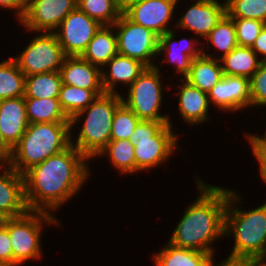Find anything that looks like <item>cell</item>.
I'll list each match as a JSON object with an SVG mask.
<instances>
[{
  "instance_id": "6da1fadb",
  "label": "cell",
  "mask_w": 266,
  "mask_h": 266,
  "mask_svg": "<svg viewBox=\"0 0 266 266\" xmlns=\"http://www.w3.org/2000/svg\"><path fill=\"white\" fill-rule=\"evenodd\" d=\"M86 163L89 160L71 145L26 171L23 176L29 211L53 214L68 203L91 177Z\"/></svg>"
},
{
  "instance_id": "7a4b0ae2",
  "label": "cell",
  "mask_w": 266,
  "mask_h": 266,
  "mask_svg": "<svg viewBox=\"0 0 266 266\" xmlns=\"http://www.w3.org/2000/svg\"><path fill=\"white\" fill-rule=\"evenodd\" d=\"M196 182L198 195L185 209L167 241L174 246L205 252L214 257L212 243L224 237L228 189L206 184L198 175Z\"/></svg>"
},
{
  "instance_id": "3957f363",
  "label": "cell",
  "mask_w": 266,
  "mask_h": 266,
  "mask_svg": "<svg viewBox=\"0 0 266 266\" xmlns=\"http://www.w3.org/2000/svg\"><path fill=\"white\" fill-rule=\"evenodd\" d=\"M242 197L228 188V204L224 218V237L230 235L234 246L220 266L266 257V202L253 210L239 208Z\"/></svg>"
},
{
  "instance_id": "277c9868",
  "label": "cell",
  "mask_w": 266,
  "mask_h": 266,
  "mask_svg": "<svg viewBox=\"0 0 266 266\" xmlns=\"http://www.w3.org/2000/svg\"><path fill=\"white\" fill-rule=\"evenodd\" d=\"M70 122L32 123L12 148L9 165L19 174L71 146Z\"/></svg>"
},
{
  "instance_id": "5b68a950",
  "label": "cell",
  "mask_w": 266,
  "mask_h": 266,
  "mask_svg": "<svg viewBox=\"0 0 266 266\" xmlns=\"http://www.w3.org/2000/svg\"><path fill=\"white\" fill-rule=\"evenodd\" d=\"M121 104V93H104L97 96L87 108L71 118V129L75 127V124L78 125L84 120L76 134V140L73 139L74 135L71 133V145L88 160L95 158L111 140L112 119Z\"/></svg>"
},
{
  "instance_id": "8992f818",
  "label": "cell",
  "mask_w": 266,
  "mask_h": 266,
  "mask_svg": "<svg viewBox=\"0 0 266 266\" xmlns=\"http://www.w3.org/2000/svg\"><path fill=\"white\" fill-rule=\"evenodd\" d=\"M169 121L140 120L129 137L134 144L136 173L156 168L179 151L177 133ZM178 148V149H177Z\"/></svg>"
},
{
  "instance_id": "52a82bcc",
  "label": "cell",
  "mask_w": 266,
  "mask_h": 266,
  "mask_svg": "<svg viewBox=\"0 0 266 266\" xmlns=\"http://www.w3.org/2000/svg\"><path fill=\"white\" fill-rule=\"evenodd\" d=\"M54 214L28 211L25 215L10 218L5 225L13 250V266H23L29 260H40L42 253L43 225L61 226ZM43 226V227H42Z\"/></svg>"
},
{
  "instance_id": "ba28073f",
  "label": "cell",
  "mask_w": 266,
  "mask_h": 266,
  "mask_svg": "<svg viewBox=\"0 0 266 266\" xmlns=\"http://www.w3.org/2000/svg\"><path fill=\"white\" fill-rule=\"evenodd\" d=\"M159 66L146 67L139 77L127 88L128 93L121 94L122 103L132 110L140 120L169 121L170 114H161L163 93L165 86L162 83Z\"/></svg>"
},
{
  "instance_id": "9c48e42d",
  "label": "cell",
  "mask_w": 266,
  "mask_h": 266,
  "mask_svg": "<svg viewBox=\"0 0 266 266\" xmlns=\"http://www.w3.org/2000/svg\"><path fill=\"white\" fill-rule=\"evenodd\" d=\"M27 47L12 57L26 76L60 71L66 58L54 32H37Z\"/></svg>"
},
{
  "instance_id": "30bf717a",
  "label": "cell",
  "mask_w": 266,
  "mask_h": 266,
  "mask_svg": "<svg viewBox=\"0 0 266 266\" xmlns=\"http://www.w3.org/2000/svg\"><path fill=\"white\" fill-rule=\"evenodd\" d=\"M112 26L117 36L118 54L136 59L146 67L155 66L153 60L158 59L159 37L153 31L133 23L123 13Z\"/></svg>"
},
{
  "instance_id": "8fae6325",
  "label": "cell",
  "mask_w": 266,
  "mask_h": 266,
  "mask_svg": "<svg viewBox=\"0 0 266 266\" xmlns=\"http://www.w3.org/2000/svg\"><path fill=\"white\" fill-rule=\"evenodd\" d=\"M100 25L78 7L54 31L66 56H81Z\"/></svg>"
},
{
  "instance_id": "7c38bea8",
  "label": "cell",
  "mask_w": 266,
  "mask_h": 266,
  "mask_svg": "<svg viewBox=\"0 0 266 266\" xmlns=\"http://www.w3.org/2000/svg\"><path fill=\"white\" fill-rule=\"evenodd\" d=\"M77 7V0H26V10L18 22L31 32H54Z\"/></svg>"
},
{
  "instance_id": "4fadbf2b",
  "label": "cell",
  "mask_w": 266,
  "mask_h": 266,
  "mask_svg": "<svg viewBox=\"0 0 266 266\" xmlns=\"http://www.w3.org/2000/svg\"><path fill=\"white\" fill-rule=\"evenodd\" d=\"M180 0H142L130 5L122 13L133 23L153 31L158 37L170 32L177 4Z\"/></svg>"
},
{
  "instance_id": "5bb4252c",
  "label": "cell",
  "mask_w": 266,
  "mask_h": 266,
  "mask_svg": "<svg viewBox=\"0 0 266 266\" xmlns=\"http://www.w3.org/2000/svg\"><path fill=\"white\" fill-rule=\"evenodd\" d=\"M190 7H187L174 27L189 30L202 39L206 38L210 31L217 25L221 18L226 14V2L220 3L219 0H195Z\"/></svg>"
},
{
  "instance_id": "9a60e30c",
  "label": "cell",
  "mask_w": 266,
  "mask_h": 266,
  "mask_svg": "<svg viewBox=\"0 0 266 266\" xmlns=\"http://www.w3.org/2000/svg\"><path fill=\"white\" fill-rule=\"evenodd\" d=\"M175 29H172L170 32H167L159 37L158 43V57L163 55V62L169 65L172 64L176 68L175 72L178 73L179 76L182 75L185 78L189 72L192 60L194 58L200 57L202 55V44L199 38H181L180 40L175 39L176 32ZM193 39V40H192ZM200 41V43H198ZM199 45V49H198ZM168 55V56H167Z\"/></svg>"
},
{
  "instance_id": "2e32d148",
  "label": "cell",
  "mask_w": 266,
  "mask_h": 266,
  "mask_svg": "<svg viewBox=\"0 0 266 266\" xmlns=\"http://www.w3.org/2000/svg\"><path fill=\"white\" fill-rule=\"evenodd\" d=\"M210 104L223 112L244 111L250 107L249 79L224 75L208 93Z\"/></svg>"
},
{
  "instance_id": "e0dca14e",
  "label": "cell",
  "mask_w": 266,
  "mask_h": 266,
  "mask_svg": "<svg viewBox=\"0 0 266 266\" xmlns=\"http://www.w3.org/2000/svg\"><path fill=\"white\" fill-rule=\"evenodd\" d=\"M28 125L24 96L0 100V131L11 148L19 142Z\"/></svg>"
},
{
  "instance_id": "ac0fdd59",
  "label": "cell",
  "mask_w": 266,
  "mask_h": 266,
  "mask_svg": "<svg viewBox=\"0 0 266 266\" xmlns=\"http://www.w3.org/2000/svg\"><path fill=\"white\" fill-rule=\"evenodd\" d=\"M0 209L10 218L29 211L25 200L24 176L10 165L0 171Z\"/></svg>"
},
{
  "instance_id": "d6986e66",
  "label": "cell",
  "mask_w": 266,
  "mask_h": 266,
  "mask_svg": "<svg viewBox=\"0 0 266 266\" xmlns=\"http://www.w3.org/2000/svg\"><path fill=\"white\" fill-rule=\"evenodd\" d=\"M180 80H183V83L178 84L179 89L176 88L178 90V112L180 117H183L184 123L194 126L211 120L208 118L211 105L208 94L191 85L184 78Z\"/></svg>"
},
{
  "instance_id": "ffe728a7",
  "label": "cell",
  "mask_w": 266,
  "mask_h": 266,
  "mask_svg": "<svg viewBox=\"0 0 266 266\" xmlns=\"http://www.w3.org/2000/svg\"><path fill=\"white\" fill-rule=\"evenodd\" d=\"M103 68L101 75L105 93H120L116 86L120 84L128 88L146 66L136 59L116 54Z\"/></svg>"
},
{
  "instance_id": "44dd1931",
  "label": "cell",
  "mask_w": 266,
  "mask_h": 266,
  "mask_svg": "<svg viewBox=\"0 0 266 266\" xmlns=\"http://www.w3.org/2000/svg\"><path fill=\"white\" fill-rule=\"evenodd\" d=\"M62 84L90 90H104L101 68L81 56H66L60 68Z\"/></svg>"
},
{
  "instance_id": "7402d4cb",
  "label": "cell",
  "mask_w": 266,
  "mask_h": 266,
  "mask_svg": "<svg viewBox=\"0 0 266 266\" xmlns=\"http://www.w3.org/2000/svg\"><path fill=\"white\" fill-rule=\"evenodd\" d=\"M152 257L156 266H220L208 253L177 247L168 241Z\"/></svg>"
},
{
  "instance_id": "603a6c76",
  "label": "cell",
  "mask_w": 266,
  "mask_h": 266,
  "mask_svg": "<svg viewBox=\"0 0 266 266\" xmlns=\"http://www.w3.org/2000/svg\"><path fill=\"white\" fill-rule=\"evenodd\" d=\"M118 54L117 36L113 26H101L81 57L92 65L103 67Z\"/></svg>"
},
{
  "instance_id": "cb8c5ba5",
  "label": "cell",
  "mask_w": 266,
  "mask_h": 266,
  "mask_svg": "<svg viewBox=\"0 0 266 266\" xmlns=\"http://www.w3.org/2000/svg\"><path fill=\"white\" fill-rule=\"evenodd\" d=\"M223 76L220 60L201 55L192 60L190 72L184 79L208 94Z\"/></svg>"
},
{
  "instance_id": "d4e9b609",
  "label": "cell",
  "mask_w": 266,
  "mask_h": 266,
  "mask_svg": "<svg viewBox=\"0 0 266 266\" xmlns=\"http://www.w3.org/2000/svg\"><path fill=\"white\" fill-rule=\"evenodd\" d=\"M223 74L250 79L262 61L251 47L237 46L220 59Z\"/></svg>"
},
{
  "instance_id": "484cf974",
  "label": "cell",
  "mask_w": 266,
  "mask_h": 266,
  "mask_svg": "<svg viewBox=\"0 0 266 266\" xmlns=\"http://www.w3.org/2000/svg\"><path fill=\"white\" fill-rule=\"evenodd\" d=\"M204 40H207L205 45L208 47H205L204 44L202 45V55L217 60L226 56L238 46L233 19L225 14ZM210 43L213 45L215 50L218 49L216 50L217 52L219 51L222 53H218V56L217 54L216 56L213 54L210 55V52H208V54L206 50L210 47Z\"/></svg>"
},
{
  "instance_id": "4316f807",
  "label": "cell",
  "mask_w": 266,
  "mask_h": 266,
  "mask_svg": "<svg viewBox=\"0 0 266 266\" xmlns=\"http://www.w3.org/2000/svg\"><path fill=\"white\" fill-rule=\"evenodd\" d=\"M104 90H90L62 84L58 96L62 111L69 120L87 108Z\"/></svg>"
},
{
  "instance_id": "83f0119b",
  "label": "cell",
  "mask_w": 266,
  "mask_h": 266,
  "mask_svg": "<svg viewBox=\"0 0 266 266\" xmlns=\"http://www.w3.org/2000/svg\"><path fill=\"white\" fill-rule=\"evenodd\" d=\"M25 104L29 124L70 122L60 107L58 97L25 98Z\"/></svg>"
},
{
  "instance_id": "f1b7e54d",
  "label": "cell",
  "mask_w": 266,
  "mask_h": 266,
  "mask_svg": "<svg viewBox=\"0 0 266 266\" xmlns=\"http://www.w3.org/2000/svg\"><path fill=\"white\" fill-rule=\"evenodd\" d=\"M100 156L101 158L107 156L110 164L119 170L121 175L136 173L134 144L130 140H110L96 157Z\"/></svg>"
},
{
  "instance_id": "f546056e",
  "label": "cell",
  "mask_w": 266,
  "mask_h": 266,
  "mask_svg": "<svg viewBox=\"0 0 266 266\" xmlns=\"http://www.w3.org/2000/svg\"><path fill=\"white\" fill-rule=\"evenodd\" d=\"M62 85L60 71L33 74L25 77L24 98L58 97Z\"/></svg>"
},
{
  "instance_id": "4dcf8cb0",
  "label": "cell",
  "mask_w": 266,
  "mask_h": 266,
  "mask_svg": "<svg viewBox=\"0 0 266 266\" xmlns=\"http://www.w3.org/2000/svg\"><path fill=\"white\" fill-rule=\"evenodd\" d=\"M25 75L10 57L0 62V100L24 96Z\"/></svg>"
},
{
  "instance_id": "1f68e13d",
  "label": "cell",
  "mask_w": 266,
  "mask_h": 266,
  "mask_svg": "<svg viewBox=\"0 0 266 266\" xmlns=\"http://www.w3.org/2000/svg\"><path fill=\"white\" fill-rule=\"evenodd\" d=\"M77 7L102 26H112L122 14L115 0H77Z\"/></svg>"
},
{
  "instance_id": "d6a6232c",
  "label": "cell",
  "mask_w": 266,
  "mask_h": 266,
  "mask_svg": "<svg viewBox=\"0 0 266 266\" xmlns=\"http://www.w3.org/2000/svg\"><path fill=\"white\" fill-rule=\"evenodd\" d=\"M230 18L254 19L266 23V0H225Z\"/></svg>"
},
{
  "instance_id": "836d02e7",
  "label": "cell",
  "mask_w": 266,
  "mask_h": 266,
  "mask_svg": "<svg viewBox=\"0 0 266 266\" xmlns=\"http://www.w3.org/2000/svg\"><path fill=\"white\" fill-rule=\"evenodd\" d=\"M140 119L123 103L114 113L111 125V140H129Z\"/></svg>"
},
{
  "instance_id": "e575fe53",
  "label": "cell",
  "mask_w": 266,
  "mask_h": 266,
  "mask_svg": "<svg viewBox=\"0 0 266 266\" xmlns=\"http://www.w3.org/2000/svg\"><path fill=\"white\" fill-rule=\"evenodd\" d=\"M238 46L252 47L266 23L254 19L232 18Z\"/></svg>"
},
{
  "instance_id": "d590c367",
  "label": "cell",
  "mask_w": 266,
  "mask_h": 266,
  "mask_svg": "<svg viewBox=\"0 0 266 266\" xmlns=\"http://www.w3.org/2000/svg\"><path fill=\"white\" fill-rule=\"evenodd\" d=\"M250 107L266 106V62H262L258 70L249 79Z\"/></svg>"
},
{
  "instance_id": "8d00e7d4",
  "label": "cell",
  "mask_w": 266,
  "mask_h": 266,
  "mask_svg": "<svg viewBox=\"0 0 266 266\" xmlns=\"http://www.w3.org/2000/svg\"><path fill=\"white\" fill-rule=\"evenodd\" d=\"M246 140L250 143L252 154L259 164L261 180L266 184V135L245 134Z\"/></svg>"
},
{
  "instance_id": "74e56055",
  "label": "cell",
  "mask_w": 266,
  "mask_h": 266,
  "mask_svg": "<svg viewBox=\"0 0 266 266\" xmlns=\"http://www.w3.org/2000/svg\"><path fill=\"white\" fill-rule=\"evenodd\" d=\"M0 266H13V250L6 226L0 227Z\"/></svg>"
},
{
  "instance_id": "f35d334b",
  "label": "cell",
  "mask_w": 266,
  "mask_h": 266,
  "mask_svg": "<svg viewBox=\"0 0 266 266\" xmlns=\"http://www.w3.org/2000/svg\"><path fill=\"white\" fill-rule=\"evenodd\" d=\"M0 8L14 11L19 22L26 10V0H0Z\"/></svg>"
},
{
  "instance_id": "ab89813d",
  "label": "cell",
  "mask_w": 266,
  "mask_h": 266,
  "mask_svg": "<svg viewBox=\"0 0 266 266\" xmlns=\"http://www.w3.org/2000/svg\"><path fill=\"white\" fill-rule=\"evenodd\" d=\"M251 48L262 62H266V24L260 31Z\"/></svg>"
},
{
  "instance_id": "60d3db41",
  "label": "cell",
  "mask_w": 266,
  "mask_h": 266,
  "mask_svg": "<svg viewBox=\"0 0 266 266\" xmlns=\"http://www.w3.org/2000/svg\"><path fill=\"white\" fill-rule=\"evenodd\" d=\"M229 266H266V260L265 259H252V260L238 262V263H235Z\"/></svg>"
},
{
  "instance_id": "b9f144b4",
  "label": "cell",
  "mask_w": 266,
  "mask_h": 266,
  "mask_svg": "<svg viewBox=\"0 0 266 266\" xmlns=\"http://www.w3.org/2000/svg\"><path fill=\"white\" fill-rule=\"evenodd\" d=\"M142 0H115L116 5L118 8L123 12L126 10L130 5L140 2Z\"/></svg>"
},
{
  "instance_id": "7bdbcfd3",
  "label": "cell",
  "mask_w": 266,
  "mask_h": 266,
  "mask_svg": "<svg viewBox=\"0 0 266 266\" xmlns=\"http://www.w3.org/2000/svg\"><path fill=\"white\" fill-rule=\"evenodd\" d=\"M0 149L10 157L12 148L4 141L1 131H0Z\"/></svg>"
},
{
  "instance_id": "ee69618b",
  "label": "cell",
  "mask_w": 266,
  "mask_h": 266,
  "mask_svg": "<svg viewBox=\"0 0 266 266\" xmlns=\"http://www.w3.org/2000/svg\"><path fill=\"white\" fill-rule=\"evenodd\" d=\"M8 166L9 157L0 149V171L4 170Z\"/></svg>"
},
{
  "instance_id": "f6af8a7d",
  "label": "cell",
  "mask_w": 266,
  "mask_h": 266,
  "mask_svg": "<svg viewBox=\"0 0 266 266\" xmlns=\"http://www.w3.org/2000/svg\"><path fill=\"white\" fill-rule=\"evenodd\" d=\"M10 217L0 209V227L5 226Z\"/></svg>"
}]
</instances>
